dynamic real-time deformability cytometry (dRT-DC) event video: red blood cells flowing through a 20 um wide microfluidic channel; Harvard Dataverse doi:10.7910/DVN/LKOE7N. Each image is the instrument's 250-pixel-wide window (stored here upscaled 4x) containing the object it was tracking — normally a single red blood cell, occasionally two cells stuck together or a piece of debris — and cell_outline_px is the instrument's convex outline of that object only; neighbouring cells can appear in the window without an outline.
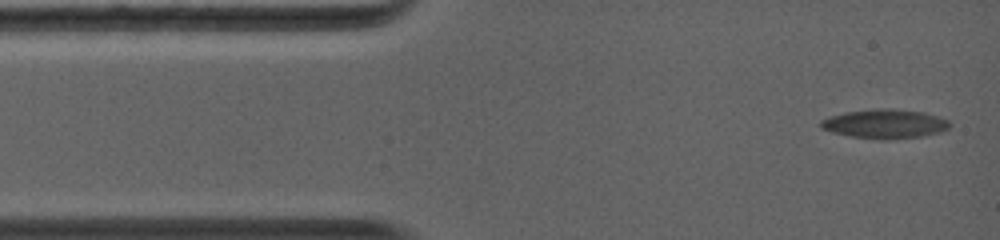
{"species": "common noctule bat (a hibernating species)", "species_latin": "Nyctalus noctula", "temperature_condition": "warm", "stored_images_in_passage": 39, "camera_frame_rate_fps": 5000, "um_per_image_px": 0.085, "animal": {"sex": "female", "body_mass_g": 19.0, "forearm_length_mm": 56.7}, "frame": {"image": 1, "passage_image": 1, "time_ms": 0.0, "image_size_px": [1000, 240], "cell_outline_px": [[948, 128], [936, 132], [920, 136], [888, 140], [880, 140], [852, 136], [832, 132], [820, 128], [820, 120], [844, 112], [880, 108], [892, 108], [924, 112], [948, 120]], "centroid_in_image_um": [75.16, 10.52], "position_along_channel_um": 9.8, "area_um2": 21.68}}
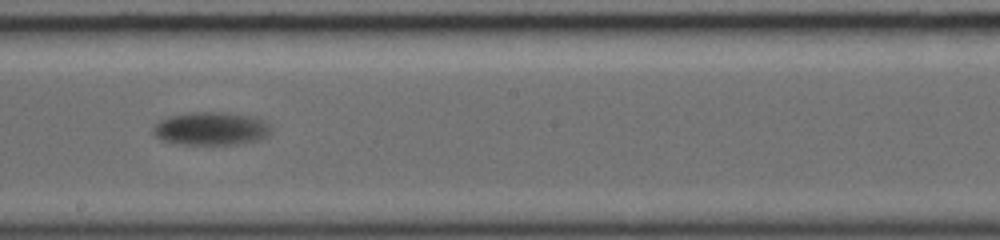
{"frame": {"image": 2, "passage_image": 17, "time_ms": 7.4, "image_size_px": [1000, 240], "cell_outline_px": [[272, 128], [268, 136], [256, 140], [236, 144], [184, 144], [160, 140], [152, 132], [152, 128], [160, 120], [168, 116], [192, 112], [228, 112], [256, 116], [264, 120]], "centroid_in_image_um": [17.96, 10.91], "position_along_channel_um": 230.2, "area_um2": 22.95}}
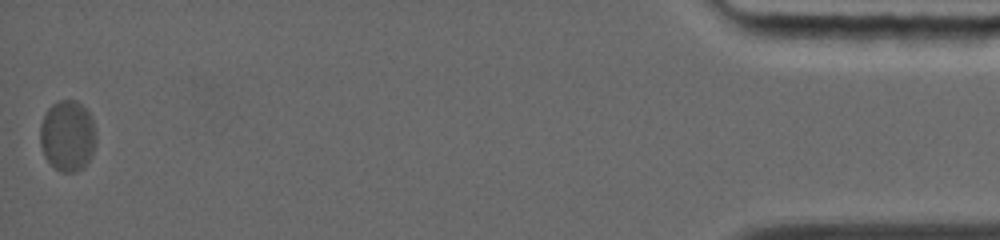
{"frame": {"image": 3, "passage_image": 39, "time_ms": 16.0, "image_size_px": [1000, 240], "cell_outline_px": [[96, 140], [92, 152], [88, 160], [76, 172], [64, 172], [56, 168], [44, 156], [40, 144], [40, 124], [48, 108], [52, 104], [60, 100], [76, 100], [88, 112], [92, 120], [96, 132]], "centroid_in_image_um": [5.73, 11.52], "position_along_channel_um": 429.5, "area_um2": 22.83}, "authors_computed_cell_mechanics": {"area_um2": 21.7906, "velocity_mm_per_s": 3.893, "shape_relaxation_time_tau1_ms": 5.715, "shape_relaxation_time_tau2_ms": null, "deformation_change_tau1": 0.1983, "deformation_change_tau2": null}}